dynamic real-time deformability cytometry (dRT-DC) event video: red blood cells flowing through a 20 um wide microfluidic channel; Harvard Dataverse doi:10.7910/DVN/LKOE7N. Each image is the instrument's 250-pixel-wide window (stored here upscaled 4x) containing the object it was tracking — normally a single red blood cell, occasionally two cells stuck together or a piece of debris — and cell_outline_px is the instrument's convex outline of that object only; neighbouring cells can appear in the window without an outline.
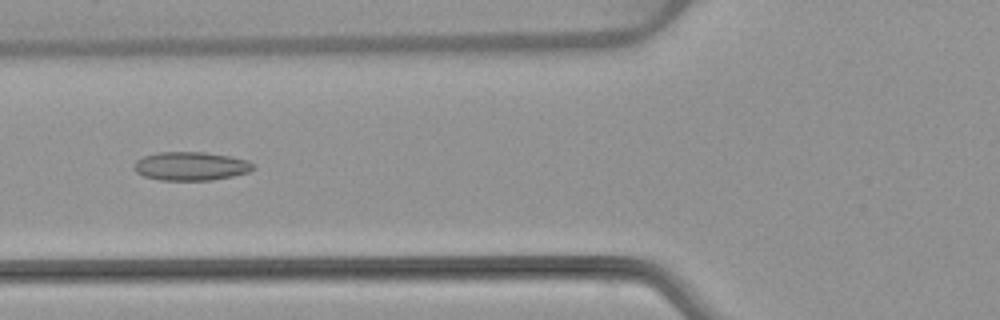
{"species": "common noctule bat (a hibernating species)", "species_latin": "Nyctalus noctula", "temperature_condition": "warm", "stored_images_in_passage": 53, "camera_frame_rate_fps": 3000, "um_per_image_px": 0.085, "animal": {"sex": "female", "body_mass_g": 22.7, "forearm_length_mm": 54.2}, "frame": {"image": 1, "passage_image": 20, "time_ms": 6.333, "image_size_px": [1000, 320], "cell_outline_px": [[256, 168], [248, 172], [232, 176], [212, 180], [160, 180], [144, 176], [136, 172], [132, 168], [136, 160], [144, 156], [156, 152], [204, 152], [228, 156], [248, 160], [256, 164]], "centroid_in_image_um": [16.22, 14.12], "position_along_channel_um": 109.6, "area_um2": 20.0}}
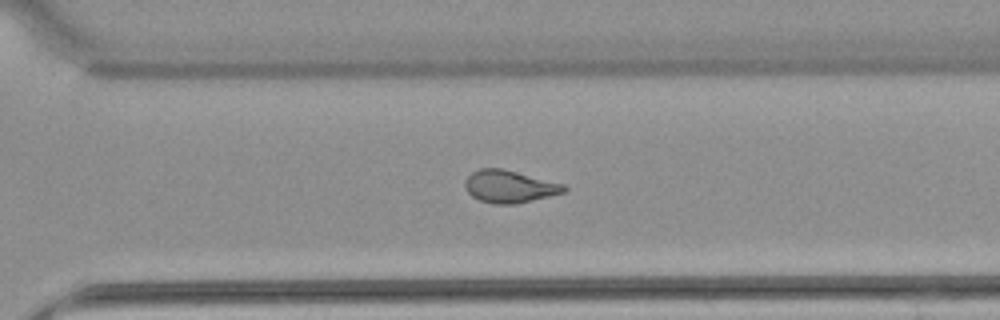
{"frame": {"image": 2, "passage_image": 37, "time_ms": 12.0, "image_size_px": [1000, 320], "cell_outline_px": [[568, 188], [564, 192], [516, 204], [492, 204], [480, 200], [472, 196], [468, 192], [464, 184], [464, 180], [472, 172], [480, 168], [500, 168], [564, 184]], "centroid_in_image_um": [43.27, 15.86], "position_along_channel_um": 327.3, "area_um2": 18.5}}
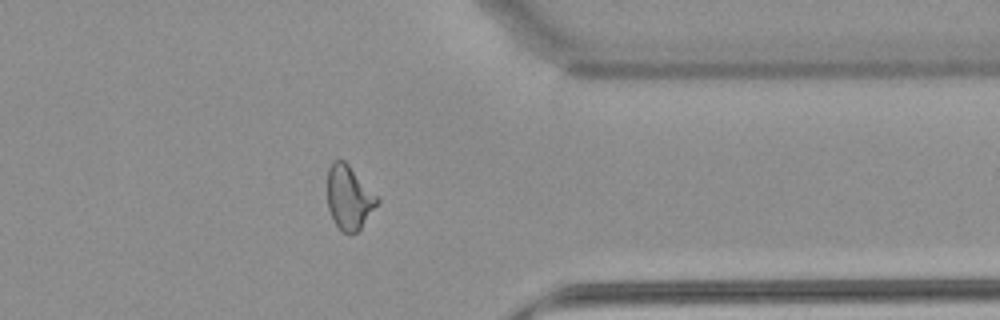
{"frame": {"image": 3, "passage_image": 42, "time_ms": 13.667, "image_size_px": [1000, 320], "cell_outline_px": [[380, 200], [360, 228], [356, 232], [348, 236], [336, 224], [328, 208], [328, 168], [332, 160], [344, 160], [380, 196]], "centroid_in_image_um": [29.69, 16.76], "position_along_channel_um": 381.7, "area_um2": 18.61}, "authors_computed_cell_mechanics": {"area_um2": 19.5364, "velocity_mm_per_s": 3.8392, "shape_relaxation_time_tau1_ms": null, "shape_relaxation_time_tau2_ms": 1.8163, "deformation_change_tau1": null, "deformation_change_tau2": 0.0901}}